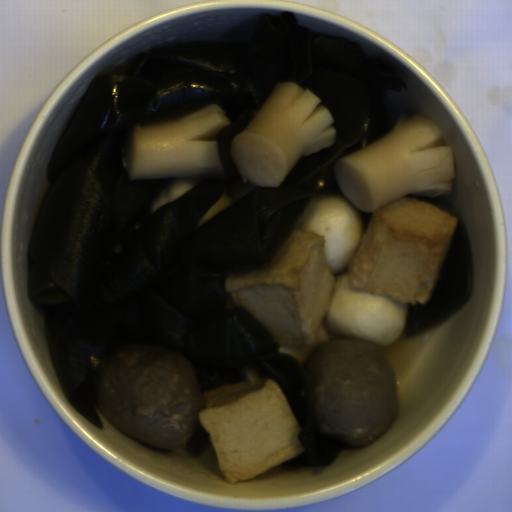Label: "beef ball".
Masks as SVG:
<instances>
[{
	"label": "beef ball",
	"instance_id": "3eea062c",
	"mask_svg": "<svg viewBox=\"0 0 512 512\" xmlns=\"http://www.w3.org/2000/svg\"><path fill=\"white\" fill-rule=\"evenodd\" d=\"M306 371L314 390L313 425L322 436L365 447L395 421L396 372L373 343L357 337L322 342Z\"/></svg>",
	"mask_w": 512,
	"mask_h": 512
},
{
	"label": "beef ball",
	"instance_id": "c3f7d807",
	"mask_svg": "<svg viewBox=\"0 0 512 512\" xmlns=\"http://www.w3.org/2000/svg\"><path fill=\"white\" fill-rule=\"evenodd\" d=\"M94 400L127 436L163 449L185 448L205 393L185 355L151 344L117 346L99 363Z\"/></svg>",
	"mask_w": 512,
	"mask_h": 512
}]
</instances>
